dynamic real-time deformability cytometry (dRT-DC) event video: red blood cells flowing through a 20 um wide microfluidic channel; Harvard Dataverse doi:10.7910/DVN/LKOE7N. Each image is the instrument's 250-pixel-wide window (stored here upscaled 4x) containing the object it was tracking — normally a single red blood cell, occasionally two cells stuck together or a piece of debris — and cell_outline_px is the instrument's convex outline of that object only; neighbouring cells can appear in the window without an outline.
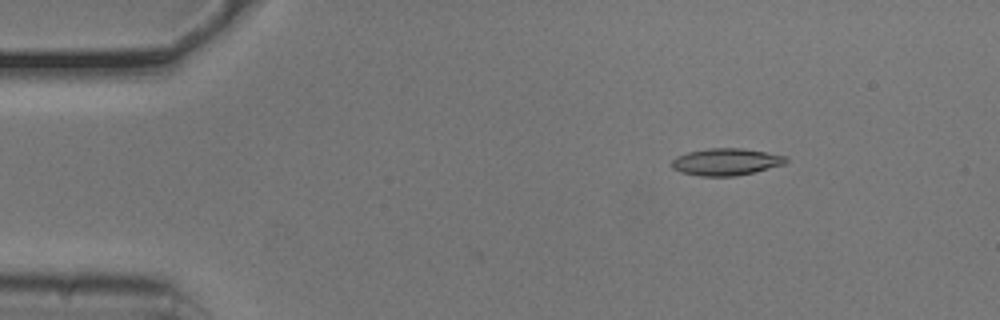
{"species": "common noctule bat (a hibernating species)", "species_latin": "Nyctalus noctula", "temperature_condition": "cold", "stored_images_in_passage": 2, "camera_frame_rate_fps": 3000, "um_per_image_px": 0.085, "animal": {"sex": "male", "body_mass_g": 20.5, "forearm_length_mm": 52.5}, "frame": {"image": 1, "passage_image": 2, "time_ms": 0.333, "image_size_px": [1000, 320], "cell_outline_px": [[788, 160], [784, 164], [736, 176], [700, 176], [680, 172], [672, 168], [672, 160], [676, 156], [688, 152], [708, 148], [744, 148], [788, 156]], "centroid_in_image_um": [61.7, 13.75], "position_along_channel_um": 23.3, "area_um2": 17.98}}